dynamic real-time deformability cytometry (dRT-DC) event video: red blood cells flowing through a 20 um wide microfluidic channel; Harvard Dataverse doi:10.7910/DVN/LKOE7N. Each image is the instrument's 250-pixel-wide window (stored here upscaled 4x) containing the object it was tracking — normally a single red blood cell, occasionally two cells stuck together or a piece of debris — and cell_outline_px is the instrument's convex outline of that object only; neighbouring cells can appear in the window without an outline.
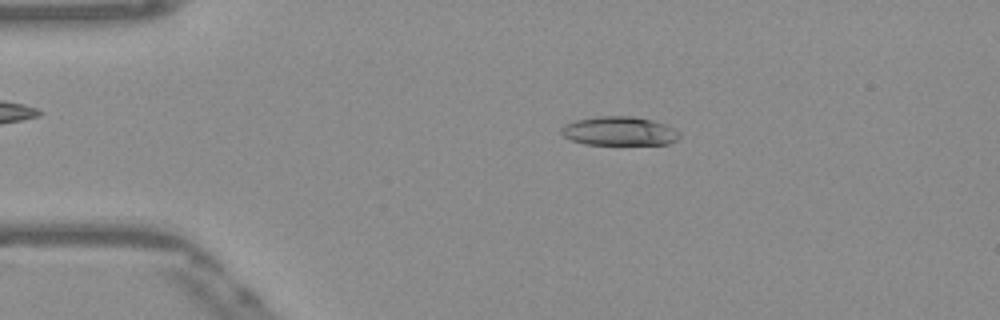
{"species": "Egyptian fruit bat (a non-hibernating species)", "species_latin": "Rousettus aegyptiacus", "temperature_condition": "warm", "stored_images_in_passage": 52, "camera_frame_rate_fps": 3000, "um_per_image_px": 0.085, "frame": {"image": 1, "passage_image": 10, "time_ms": 3.0, "image_size_px": [1000, 320], "cell_outline_px": [[680, 136], [676, 140], [668, 144], [584, 144], [572, 140], [564, 136], [560, 132], [560, 128], [564, 124], [576, 120], [600, 116], [632, 116], [652, 120], [664, 124], [680, 132]], "centroid_in_image_um": [52.62, 11.14], "position_along_channel_um": 32.4, "area_um2": 19.83}}
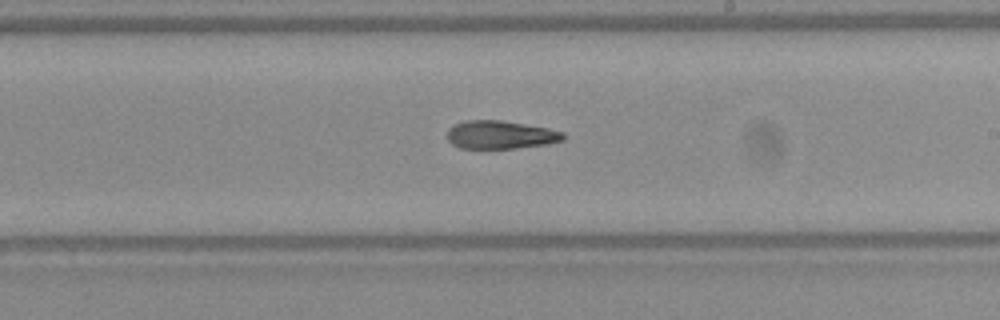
{"frame": {"image": 2, "passage_image": 30, "time_ms": 9.667, "image_size_px": [1000, 320], "cell_outline_px": [[564, 140], [548, 144], [516, 148], [460, 148], [452, 144], [448, 140], [448, 128], [456, 124], [468, 120], [500, 120], [548, 128], [564, 132]], "centroid_in_image_um": [42.55, 11.46], "position_along_channel_um": 246.4, "area_um2": 18.96}}
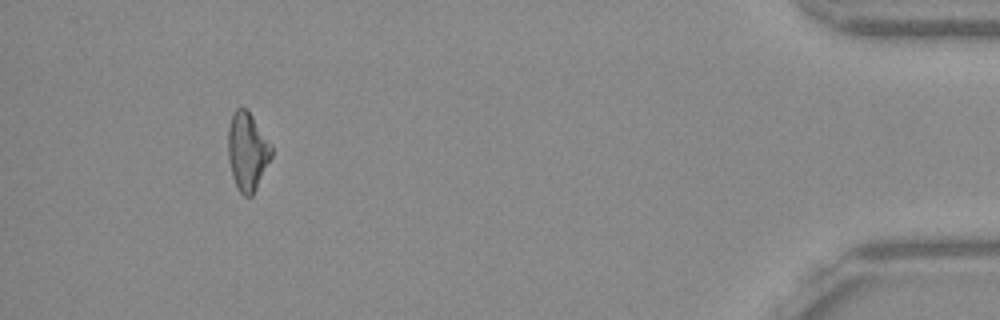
{"frame": {"image": 3, "passage_image": 48, "time_ms": 15.667, "image_size_px": [1000, 320], "cell_outline_px": [[272, 156], [252, 196], [244, 196], [236, 188], [232, 176], [228, 160], [228, 128], [232, 112], [236, 108], [248, 108], [272, 144]], "centroid_in_image_um": [21.02, 12.83], "position_along_channel_um": 414.2, "area_um2": 20.11}, "authors_computed_cell_mechanics": {"area_um2": 19.9699, "velocity_mm_per_s": 3.8858, "shape_relaxation_time_tau1_ms": 8.7723, "shape_relaxation_time_tau2_ms": null, "deformation_change_tau1": 0.2112, "deformation_change_tau2": null}}